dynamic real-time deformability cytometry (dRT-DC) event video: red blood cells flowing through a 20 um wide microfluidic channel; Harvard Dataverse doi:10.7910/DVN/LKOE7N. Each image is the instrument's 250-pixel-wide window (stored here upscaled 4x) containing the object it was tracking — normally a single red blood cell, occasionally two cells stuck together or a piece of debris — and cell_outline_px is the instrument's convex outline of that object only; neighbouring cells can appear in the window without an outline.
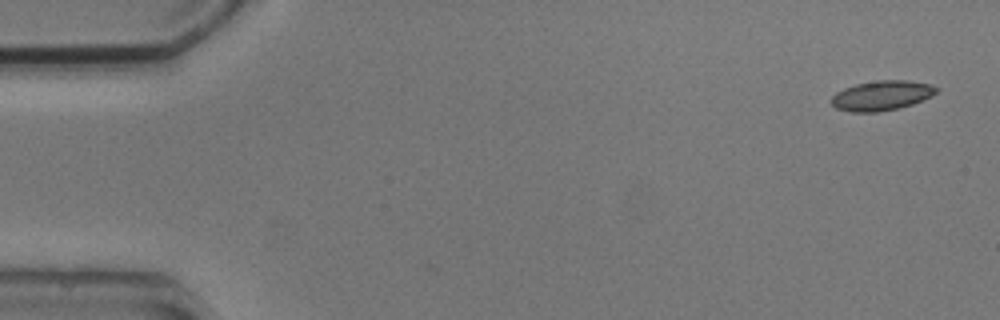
{"species": "common noctule bat (a hibernating species)", "species_latin": "Nyctalus noctula", "temperature_condition": "cold", "stored_images_in_passage": 4, "camera_frame_rate_fps": 3000, "um_per_image_px": 0.085, "animal": {"sex": "male", "body_mass_g": 20.5, "forearm_length_mm": 52.5}, "frame": {"image": 1, "passage_image": 1, "time_ms": 0.0, "image_size_px": [1000, 320], "cell_outline_px": [[940, 88], [932, 96], [912, 104], [896, 108], [876, 112], [852, 112], [836, 108], [832, 104], [832, 96], [836, 92], [844, 88], [856, 84], [876, 80], [908, 80], [928, 84]], "centroid_in_image_um": [74.94, 8.11], "position_along_channel_um": 10.1, "area_um2": 18.09}}
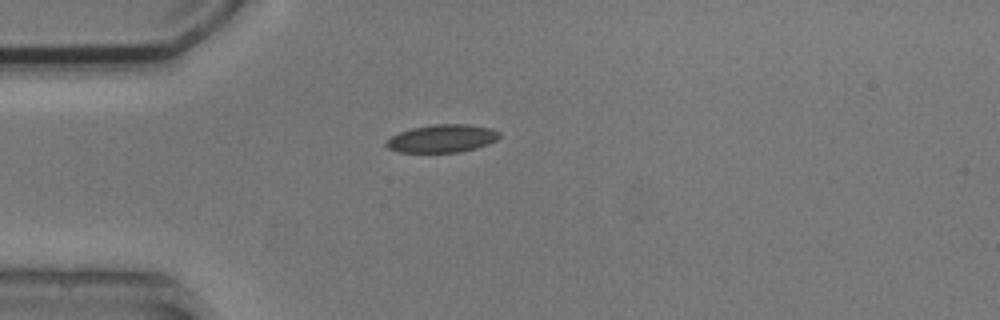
{"frame": {"image": 2, "passage_image": 3, "time_ms": 4.0, "image_size_px": [1000, 320], "cell_outline_px": [[500, 136], [496, 140], [488, 144], [476, 148], [460, 152], [400, 152], [388, 148], [384, 144], [384, 140], [400, 132], [412, 128], [432, 124], [468, 124], [492, 128], [500, 132]], "centroid_in_image_um": [37.58, 11.77], "position_along_channel_um": 47.4, "area_um2": 18.5}}